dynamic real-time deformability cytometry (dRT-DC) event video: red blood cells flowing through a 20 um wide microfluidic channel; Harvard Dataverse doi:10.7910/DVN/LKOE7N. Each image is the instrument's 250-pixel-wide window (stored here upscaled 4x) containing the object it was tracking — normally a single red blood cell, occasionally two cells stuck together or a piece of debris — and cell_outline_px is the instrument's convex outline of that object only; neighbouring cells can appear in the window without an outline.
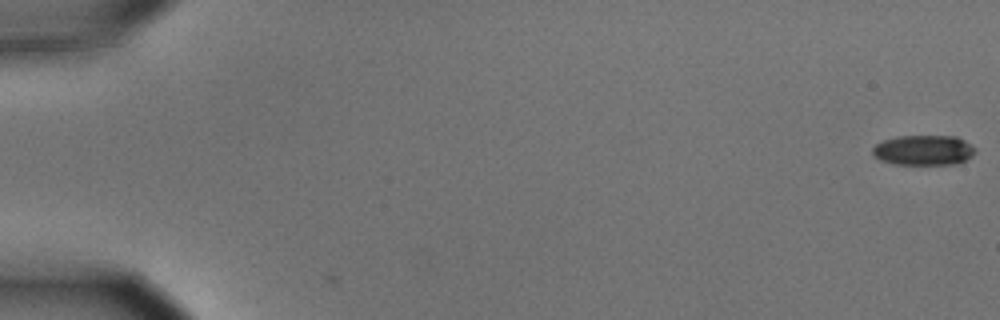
{"species": "common noctule bat (a hibernating species)", "species_latin": "Nyctalus noctula", "temperature_condition": "cold", "stored_images_in_passage": 2, "camera_frame_rate_fps": 3000, "um_per_image_px": 0.085, "animal": {"sex": "male", "body_mass_g": 15.6}, "frame": {"image": 1, "passage_image": 2, "time_ms": 0.333, "image_size_px": [1000, 320], "cell_outline_px": [[976, 152], [972, 156], [956, 164], [892, 164], [880, 160], [872, 156], [872, 148], [876, 144], [884, 140], [900, 136], [956, 136], [964, 140], [976, 148]], "centroid_in_image_um": [78.5, 12.77], "position_along_channel_um": 6.5, "area_um2": 18.09}}